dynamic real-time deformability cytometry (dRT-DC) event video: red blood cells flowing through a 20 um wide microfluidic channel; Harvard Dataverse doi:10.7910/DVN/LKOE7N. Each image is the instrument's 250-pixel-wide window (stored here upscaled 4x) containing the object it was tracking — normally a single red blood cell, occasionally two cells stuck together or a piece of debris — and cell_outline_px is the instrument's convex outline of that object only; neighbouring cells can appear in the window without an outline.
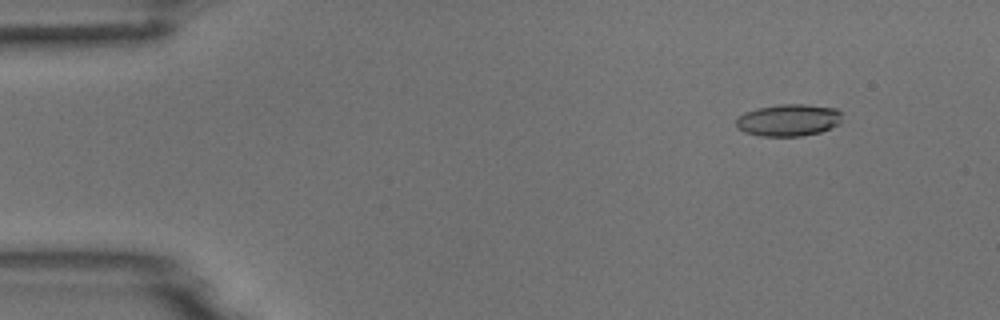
{"species": "common noctule bat (a hibernating species)", "species_latin": "Nyctalus noctula", "temperature_condition": "room temperature", "stored_images_in_passage": 5, "camera_frame_rate_fps": 3000, "um_per_image_px": 0.085, "animal": {"sex": "male", "body_mass_g": 18.8}, "frame": {"image": 1, "passage_image": 2, "time_ms": 0.333, "image_size_px": [1000, 320], "cell_outline_px": [[840, 124], [820, 132], [800, 136], [760, 136], [744, 132], [736, 128], [736, 120], [744, 112], [756, 108], [780, 104], [804, 104], [836, 108], [840, 112]], "centroid_in_image_um": [67.0, 10.21], "position_along_channel_um": 18.0, "area_um2": 19.83}}
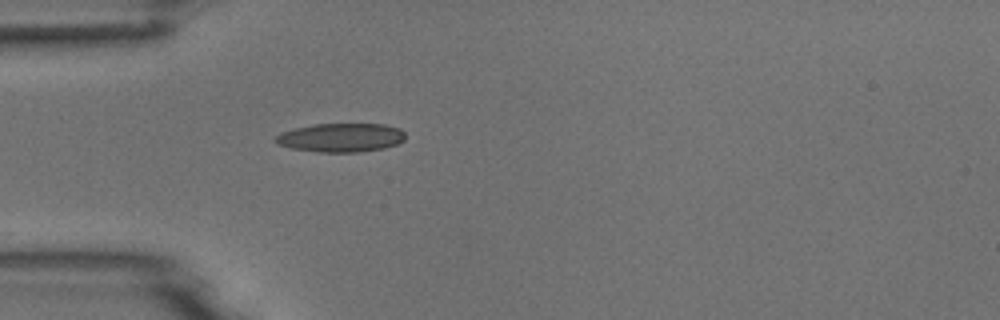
{"frame": {"image": 2, "passage_image": 5, "time_ms": 1.333, "image_size_px": [1000, 320], "cell_outline_px": [[404, 140], [396, 144], [384, 148], [360, 152], [316, 152], [292, 148], [276, 144], [272, 140], [280, 132], [296, 128], [316, 124], [384, 124], [400, 128], [404, 132]], "centroid_in_image_um": [28.95, 11.7], "position_along_channel_um": 56.0, "area_um2": 21.85}}